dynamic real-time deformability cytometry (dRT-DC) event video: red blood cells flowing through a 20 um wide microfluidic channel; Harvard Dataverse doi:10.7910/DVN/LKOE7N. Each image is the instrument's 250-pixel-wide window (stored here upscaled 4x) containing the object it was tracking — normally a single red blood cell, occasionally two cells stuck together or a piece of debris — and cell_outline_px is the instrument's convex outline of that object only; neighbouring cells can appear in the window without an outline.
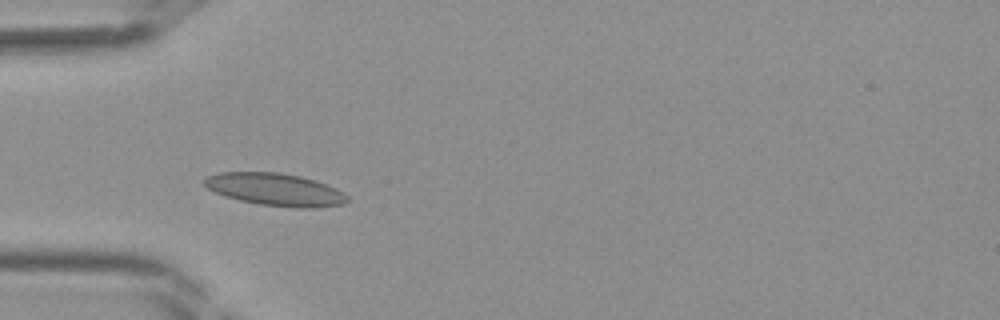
{"species": "Egyptian fruit bat (a non-hibernating species)", "species_latin": "Rousettus aegyptiacus", "temperature_condition": "room temperature", "stored_images_in_passage": 38, "camera_frame_rate_fps": 3000, "um_per_image_px": 0.085, "frame": {"image": 1, "passage_image": 9, "time_ms": 2.667, "image_size_px": [1000, 320], "cell_outline_px": [[348, 200], [344, 204], [316, 208], [296, 208], [260, 204], [240, 200], [224, 196], [208, 188], [204, 184], [204, 180], [208, 176], [220, 172], [280, 172], [300, 176], [316, 180], [336, 188], [344, 192], [348, 196]], "centroid_in_image_um": [23.44, 16.11], "position_along_channel_um": 61.6, "area_um2": 27.11}}
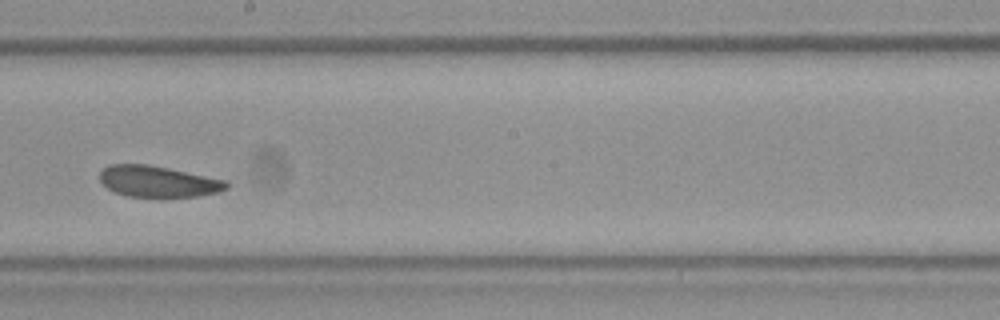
{"frame": {"image": 2, "passage_image": 20, "time_ms": 6.333, "image_size_px": [1000, 320], "cell_outline_px": [[228, 188], [220, 192], [196, 196], [128, 196], [116, 192], [108, 188], [100, 180], [100, 172], [108, 164], [148, 164], [228, 180]], "centroid_in_image_um": [13.46, 15.41], "position_along_channel_um": 234.7, "area_um2": 22.83}}
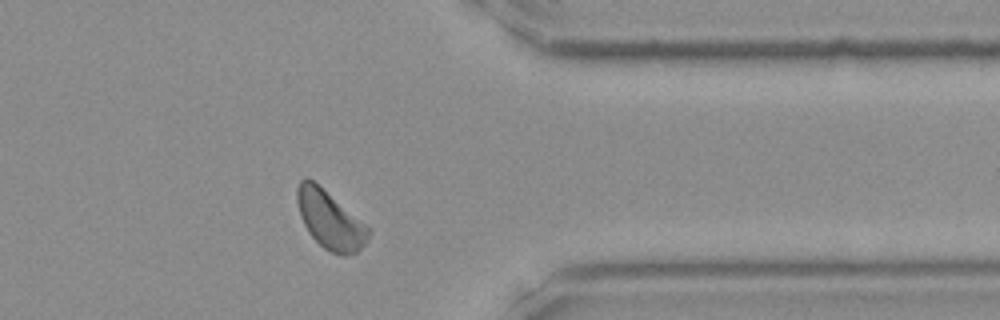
{"frame": {"image": 3, "passage_image": 30, "time_ms": 9.667, "image_size_px": [1000, 320], "cell_outline_px": [[372, 232], [364, 244], [356, 252], [344, 256], [340, 256], [324, 248], [308, 232], [300, 216], [296, 200], [296, 188], [300, 180], [304, 176], [308, 176], [368, 224], [372, 228]], "centroid_in_image_um": [28.06, 18.66], "position_along_channel_um": 383.3, "area_um2": 24.57}}